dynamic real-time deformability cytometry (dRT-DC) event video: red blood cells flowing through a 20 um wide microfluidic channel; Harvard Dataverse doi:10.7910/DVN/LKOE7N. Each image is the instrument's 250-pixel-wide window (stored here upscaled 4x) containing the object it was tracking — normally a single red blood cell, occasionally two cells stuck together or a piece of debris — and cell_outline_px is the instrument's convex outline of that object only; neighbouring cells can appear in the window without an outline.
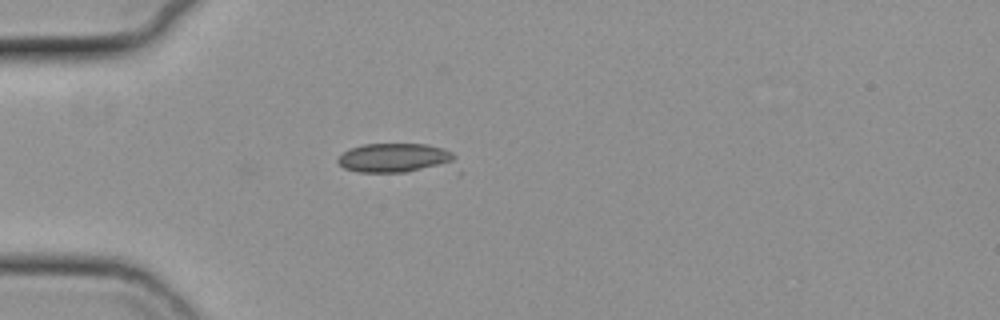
{"species": "common noctule bat (a hibernating species)", "species_latin": "Nyctalus noctula", "temperature_condition": "cold", "stored_images_in_passage": 35, "camera_frame_rate_fps": 3000, "um_per_image_px": 0.085, "animal": {"sex": "female", "body_mass_g": 19.3, "forearm_length_mm": 54.1}, "frame": {"image": 1, "passage_image": 1, "time_ms": 0.0, "image_size_px": [1000, 320], "cell_outline_px": [[456, 156], [452, 164], [408, 172], [356, 172], [344, 168], [336, 160], [348, 148], [364, 144], [428, 144], [444, 148], [452, 152]], "centroid_in_image_um": [33.55, 13.41], "position_along_channel_um": 51.4, "area_um2": 20.06}}
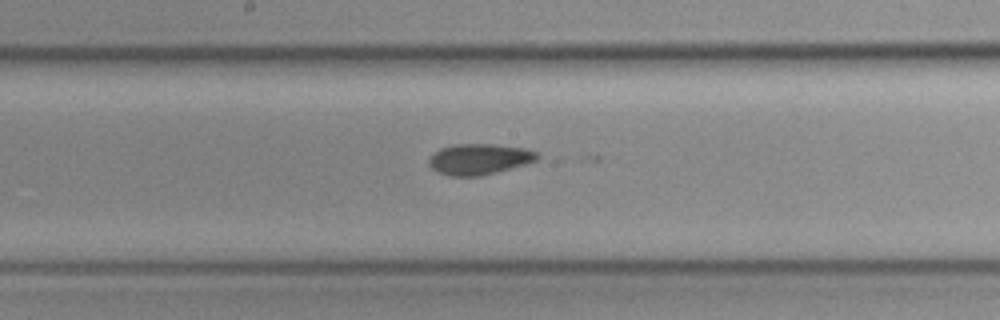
{"frame": {"image": 2, "passage_image": 15, "time_ms": 4.667, "image_size_px": [1000, 320], "cell_outline_px": [[540, 156], [536, 160], [524, 164], [496, 172], [480, 176], [448, 176], [436, 172], [428, 164], [428, 160], [440, 148], [456, 144], [492, 144], [524, 148], [540, 152]], "centroid_in_image_um": [40.73, 13.53], "position_along_channel_um": 207.5, "area_um2": 19.42}}
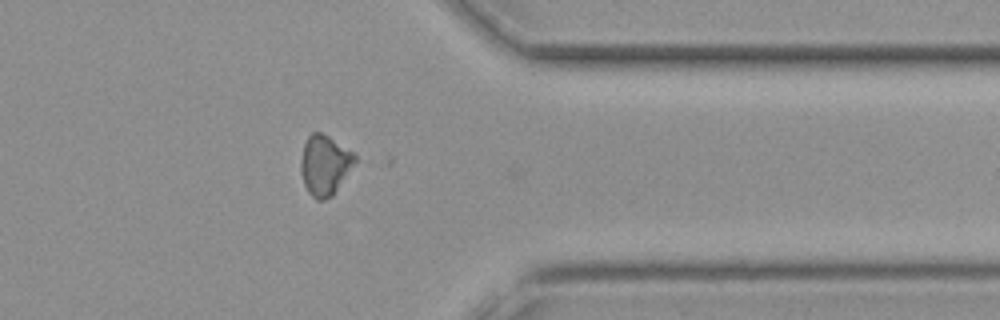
{"frame": {"image": 3, "passage_image": 30, "time_ms": 9.667, "image_size_px": [1000, 320], "cell_outline_px": [[356, 160], [332, 196], [324, 200], [316, 200], [308, 192], [304, 184], [300, 172], [300, 160], [304, 144], [308, 136], [312, 132], [320, 132], [328, 136], [352, 152], [356, 156]], "centroid_in_image_um": [27.56, 14.04], "position_along_channel_um": 383.8, "area_um2": 18.67}}